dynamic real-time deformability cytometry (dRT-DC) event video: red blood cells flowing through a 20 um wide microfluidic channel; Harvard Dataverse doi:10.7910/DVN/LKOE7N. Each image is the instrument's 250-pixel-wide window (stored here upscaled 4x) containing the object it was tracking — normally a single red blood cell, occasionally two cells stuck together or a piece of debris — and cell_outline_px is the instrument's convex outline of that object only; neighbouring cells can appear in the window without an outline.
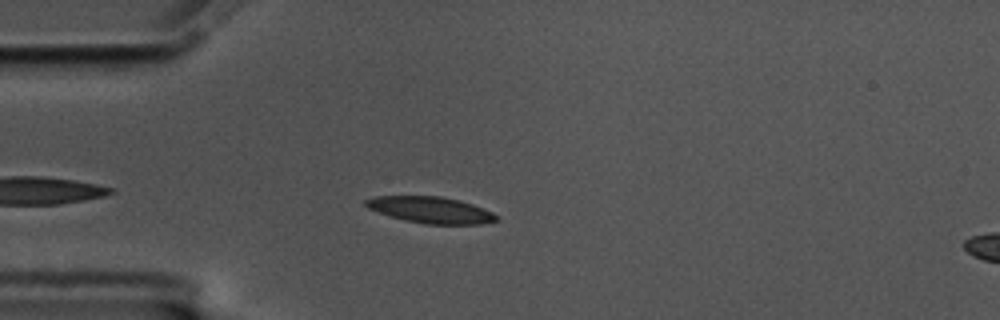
{"species": "common noctule bat (a hibernating species)", "species_latin": "Nyctalus noctula", "temperature_condition": "cold", "stored_images_in_passage": 46, "camera_frame_rate_fps": 3000, "um_per_image_px": 0.085, "animal": {"sex": "male", "body_mass_g": 17.5, "forearm_length_mm": 52.3}, "frame": {"image": 1, "passage_image": 6, "time_ms": 1.667, "image_size_px": [1000, 320], "cell_outline_px": [[496, 220], [480, 224], [424, 224], [404, 220], [368, 208], [364, 204], [364, 200], [376, 196], [440, 196], [460, 200], [472, 204], [492, 212], [496, 216]], "centroid_in_image_um": [36.59, 17.84], "position_along_channel_um": 48.4, "area_um2": 19.83}}
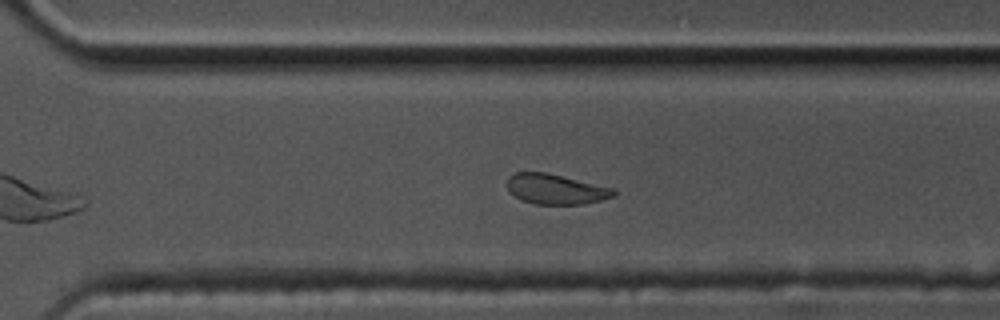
{"frame": {"image": 2, "passage_image": 31, "time_ms": 10.0, "image_size_px": [1000, 320], "cell_outline_px": [[616, 196], [584, 204], [536, 204], [520, 200], [508, 192], [508, 176], [516, 172], [548, 172], [616, 188]], "centroid_in_image_um": [47.26, 16.07], "position_along_channel_um": 323.3, "area_um2": 19.07}}
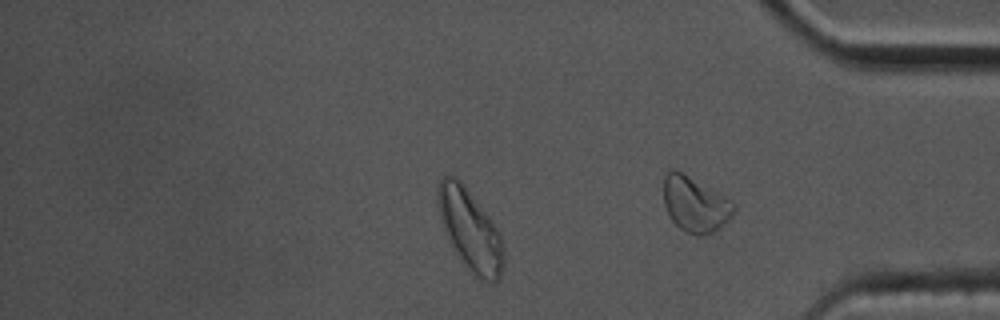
{"frame": {"image": 3, "passage_image": 36, "time_ms": 11.667, "image_size_px": [1000, 320], "cell_outline_px": [[504, 264], [500, 280], [480, 280], [476, 276], [448, 244], [440, 220], [436, 200], [440, 180], [444, 176], [452, 176], [460, 180], [500, 232], [504, 252]], "centroid_in_image_um": [39.94, 19.56], "position_along_channel_um": 395.3, "area_um2": 30.81}, "authors_computed_cell_mechanics": {"area_um2": 19.9699, "velocity_mm_per_s": 3.4582, "shape_relaxation_time_tau1_ms": 3.9496, "shape_relaxation_time_tau2_ms": 5.9434, "deformation_change_tau1": 0.1136, "deformation_change_tau2": 0.0903}}